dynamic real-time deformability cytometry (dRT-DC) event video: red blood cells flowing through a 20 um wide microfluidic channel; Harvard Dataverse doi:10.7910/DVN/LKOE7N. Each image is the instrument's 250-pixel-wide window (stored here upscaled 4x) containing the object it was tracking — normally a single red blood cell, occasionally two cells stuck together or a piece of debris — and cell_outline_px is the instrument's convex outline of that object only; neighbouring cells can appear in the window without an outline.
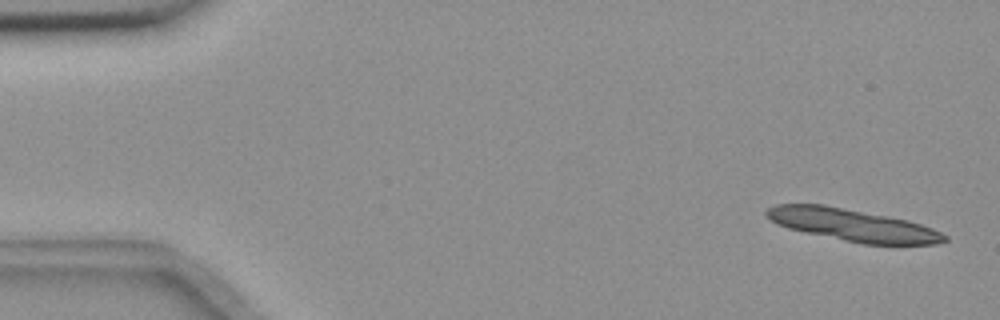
{"species": "common noctule bat (a hibernating species)", "species_latin": "Nyctalus noctula", "temperature_condition": "room temperature", "stored_images_in_passage": 5, "camera_frame_rate_fps": 3000, "um_per_image_px": 0.085, "animal": {"sex": "female", "body_mass_g": 18.4}, "frame": {"image": 1, "passage_image": 1, "time_ms": 0.0, "image_size_px": [1000, 320], "cell_outline_px": [[948, 240], [936, 244], [864, 244], [804, 232], [788, 228], [776, 224], [764, 216], [764, 212], [768, 208], [776, 204], [824, 204], [888, 216], [908, 220], [932, 228], [948, 236]], "centroid_in_image_um": [72.44, 19.12], "position_along_channel_um": 12.6, "area_um2": 33.35}}